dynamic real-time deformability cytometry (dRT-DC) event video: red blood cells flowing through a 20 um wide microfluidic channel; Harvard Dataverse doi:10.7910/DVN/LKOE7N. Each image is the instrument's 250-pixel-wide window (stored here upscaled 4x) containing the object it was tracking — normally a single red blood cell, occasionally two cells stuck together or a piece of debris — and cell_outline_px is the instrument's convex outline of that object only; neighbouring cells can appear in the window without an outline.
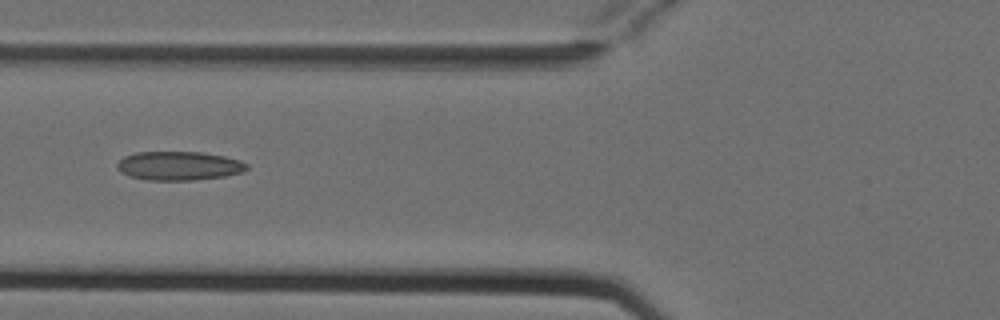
{"species": "Egyptian fruit bat (a non-hibernating species)", "species_latin": "Rousettus aegyptiacus", "temperature_condition": "cold", "stored_images_in_passage": 6, "camera_frame_rate_fps": 3000, "um_per_image_px": 0.085, "animal": {"sex": "female"}, "frame": {"image": 1, "passage_image": 5, "time_ms": 1.333, "image_size_px": [1000, 320], "cell_outline_px": [[248, 168], [244, 172], [224, 176], [196, 180], [144, 180], [128, 176], [120, 172], [116, 168], [116, 164], [124, 156], [136, 152], [200, 152], [224, 156], [240, 160], [248, 164]], "centroid_in_image_um": [15.19, 14.1], "position_along_channel_um": 110.6, "area_um2": 22.02}}